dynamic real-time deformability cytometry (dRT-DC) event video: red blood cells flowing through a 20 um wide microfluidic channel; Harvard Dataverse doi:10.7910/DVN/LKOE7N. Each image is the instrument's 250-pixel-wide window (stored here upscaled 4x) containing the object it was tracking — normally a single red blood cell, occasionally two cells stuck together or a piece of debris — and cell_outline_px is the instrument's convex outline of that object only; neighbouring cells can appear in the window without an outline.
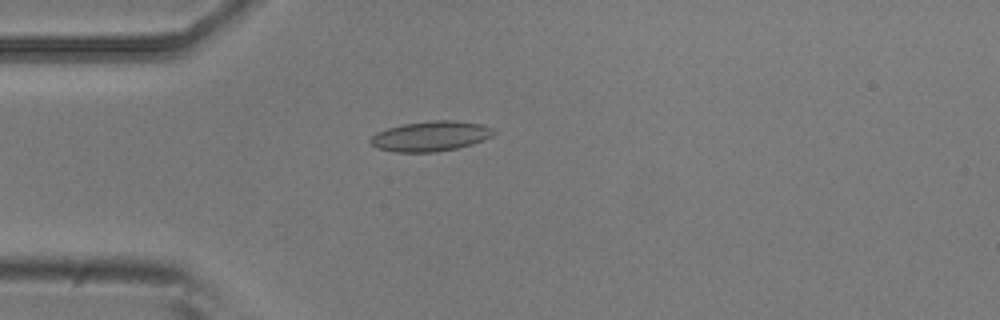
{"species": "common noctule bat (a hibernating species)", "species_latin": "Nyctalus noctula", "temperature_condition": "room temperature", "stored_images_in_passage": 3, "camera_frame_rate_fps": 3000, "um_per_image_px": 0.085, "animal": {"sex": "male", "body_mass_g": 20.5, "forearm_length_mm": 52.5}, "frame": {"image": 1, "passage_image": 3, "time_ms": 0.667, "image_size_px": [1000, 320], "cell_outline_px": [[496, 132], [492, 136], [484, 140], [472, 144], [456, 148], [436, 152], [396, 152], [376, 148], [368, 140], [376, 132], [388, 128], [404, 124], [432, 120], [452, 120], [480, 124], [492, 128]], "centroid_in_image_um": [36.59, 11.58], "position_along_channel_um": 48.4, "area_um2": 21.56}}